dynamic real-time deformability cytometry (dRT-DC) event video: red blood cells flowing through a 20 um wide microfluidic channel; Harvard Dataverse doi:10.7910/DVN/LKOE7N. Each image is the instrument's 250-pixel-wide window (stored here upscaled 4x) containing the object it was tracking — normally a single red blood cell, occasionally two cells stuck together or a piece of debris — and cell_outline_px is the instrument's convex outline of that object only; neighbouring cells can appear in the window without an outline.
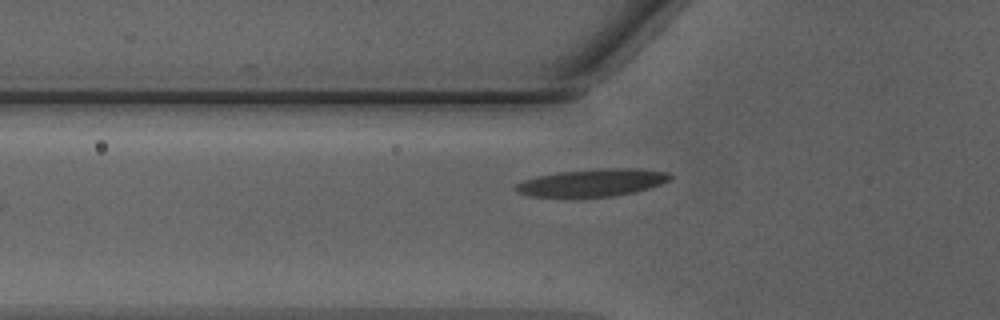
{"species": "Egyptian fruit bat (a non-hibernating species)", "species_latin": "Rousettus aegyptiacus", "temperature_condition": "warm", "stored_images_in_passage": 27, "camera_frame_rate_fps": 3000, "um_per_image_px": 0.085, "animal": {"sex": "male"}, "frame": {"image": 1, "passage_image": 2, "time_ms": 0.333, "image_size_px": [1000, 320], "cell_outline_px": [[676, 176], [672, 180], [636, 192], [612, 196], [576, 200], [572, 200], [528, 196], [516, 192], [512, 188], [516, 184], [524, 180], [536, 176], [560, 172], [596, 168], [636, 168], [668, 172]], "centroid_in_image_um": [50.3, 15.57], "position_along_channel_um": 75.5, "area_um2": 26.07}}
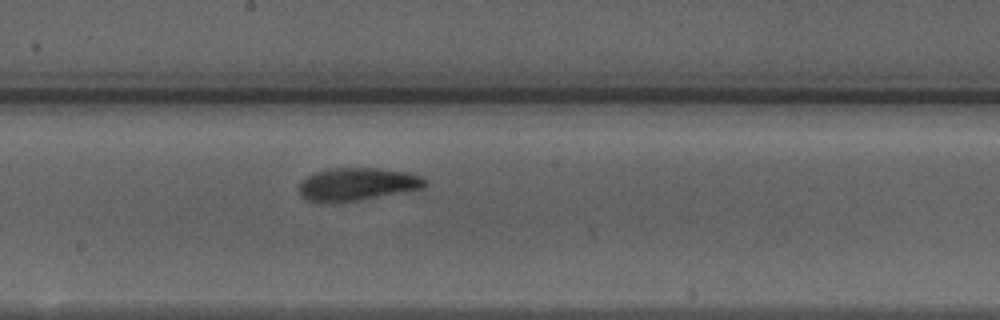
{"frame": {"image": 2, "passage_image": 12, "time_ms": 3.667, "image_size_px": [1000, 320], "cell_outline_px": [[428, 184], [424, 188], [356, 200], [308, 200], [300, 196], [300, 184], [308, 176], [316, 172], [328, 168], [376, 168], [404, 172], [420, 176]], "centroid_in_image_um": [30.39, 15.62], "position_along_channel_um": 217.8, "area_um2": 23.12}}
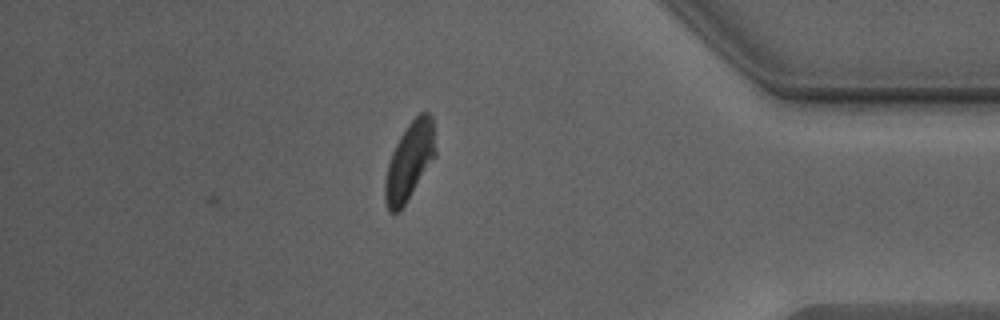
{"frame": {"image": 3, "passage_image": 27, "time_ms": 8.667, "image_size_px": [1000, 320], "cell_outline_px": [[436, 156], [404, 204], [396, 212], [388, 212], [384, 200], [384, 184], [388, 164], [392, 152], [400, 136], [408, 124], [420, 112], [428, 112], [432, 116], [436, 152]], "centroid_in_image_um": [34.8, 13.68], "position_along_channel_um": 400.4, "area_um2": 22.54}, "authors_computed_cell_mechanics": {"area_um2": 23.4668, "velocity_mm_per_s": 4.2617, "shape_relaxation_time_tau1_ms": null, "shape_relaxation_time_tau2_ms": 1.4073, "deformation_change_tau1": null, "deformation_change_tau2": 0.0934}}